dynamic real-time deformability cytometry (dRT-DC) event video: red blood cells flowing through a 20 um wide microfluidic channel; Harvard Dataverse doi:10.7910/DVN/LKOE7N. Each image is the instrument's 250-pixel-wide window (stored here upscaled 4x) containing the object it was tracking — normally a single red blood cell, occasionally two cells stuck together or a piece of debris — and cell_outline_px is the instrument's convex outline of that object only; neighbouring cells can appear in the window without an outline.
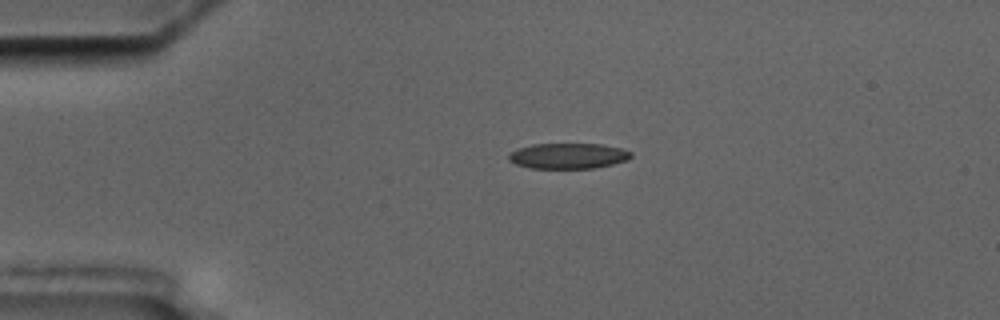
{"species": "common noctule bat (a hibernating species)", "species_latin": "Nyctalus noctula", "temperature_condition": "cold", "stored_images_in_passage": 2, "camera_frame_rate_fps": 3000, "um_per_image_px": 0.085, "animal": {"sex": "male", "body_mass_g": 17.5, "forearm_length_mm": 52.3}, "frame": {"image": 1, "passage_image": 1, "time_ms": 0.0, "image_size_px": [1000, 320], "cell_outline_px": [[632, 156], [628, 160], [596, 168], [532, 168], [516, 164], [508, 160], [508, 156], [512, 152], [520, 148], [532, 144], [600, 144], [620, 148], [632, 152]], "centroid_in_image_um": [48.32, 13.25], "position_along_channel_um": 36.7, "area_um2": 18.09}}